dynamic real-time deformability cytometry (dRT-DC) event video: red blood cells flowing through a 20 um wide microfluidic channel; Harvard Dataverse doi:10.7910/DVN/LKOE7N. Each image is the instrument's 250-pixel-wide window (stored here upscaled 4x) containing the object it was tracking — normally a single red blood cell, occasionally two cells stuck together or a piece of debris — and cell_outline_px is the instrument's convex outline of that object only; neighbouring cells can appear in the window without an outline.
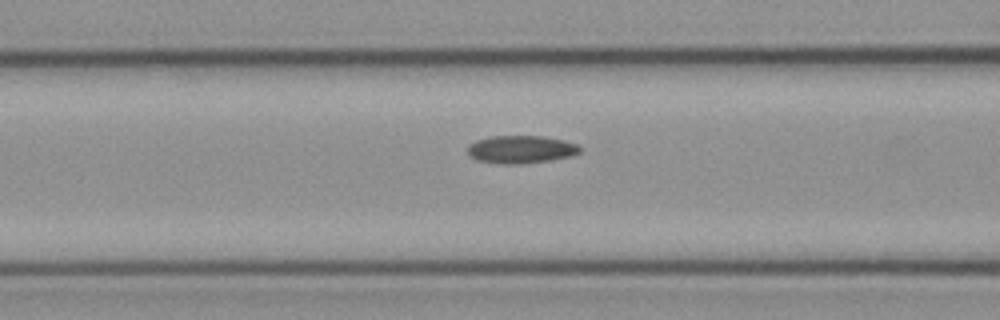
{"species": "common noctule bat (a hibernating species)", "species_latin": "Nyctalus noctula", "temperature_condition": "cold", "stored_images_in_passage": 28, "camera_frame_rate_fps": 3000, "um_per_image_px": 0.085, "animal": {"sex": "female", "body_mass_g": 21.9}, "frame": {"image": 1, "passage_image": 17, "time_ms": 5.333, "image_size_px": [1000, 320], "cell_outline_px": [[580, 152], [572, 156], [552, 160], [520, 164], [500, 164], [476, 160], [468, 156], [468, 144], [476, 140], [492, 136], [544, 136], [564, 140], [576, 144], [580, 148]], "centroid_in_image_um": [44.26, 12.7], "position_along_channel_um": 122.3, "area_um2": 18.38}}
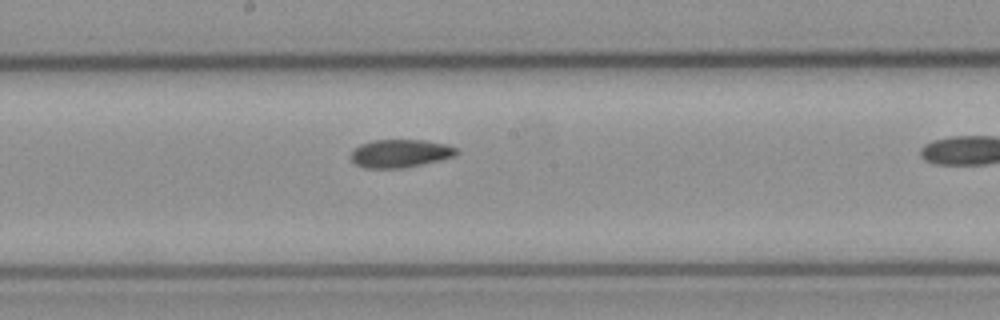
{"frame": {"image": 2, "passage_image": 24, "time_ms": 7.667, "image_size_px": [1000, 320], "cell_outline_px": [[460, 152], [456, 156], [440, 160], [404, 168], [364, 168], [356, 164], [352, 160], [352, 152], [360, 144], [372, 140], [424, 140], [444, 144], [456, 148]], "centroid_in_image_um": [34.04, 13.04], "position_along_channel_um": 214.2, "area_um2": 17.22}}
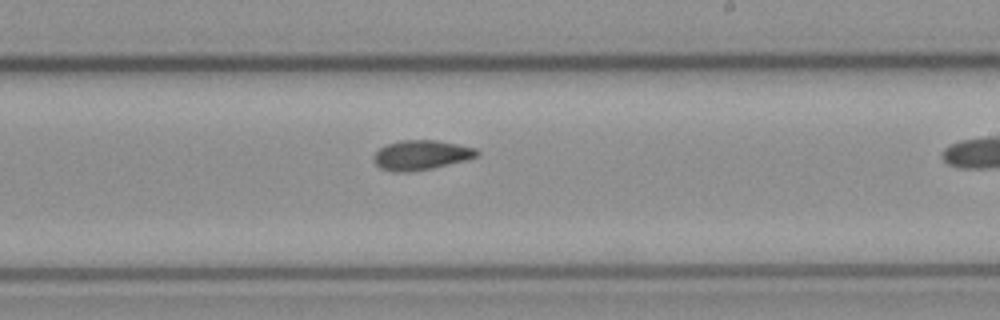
{"frame": {"image": 3, "passage_image": 27, "time_ms": 8.667, "image_size_px": [1000, 320], "cell_outline_px": [[480, 156], [432, 168], [408, 172], [392, 172], [380, 168], [372, 160], [372, 156], [380, 148], [388, 144], [400, 140], [436, 140], [476, 148], [480, 152]], "centroid_in_image_um": [35.78, 13.18], "position_along_channel_um": 253.2, "area_um2": 17.86}}